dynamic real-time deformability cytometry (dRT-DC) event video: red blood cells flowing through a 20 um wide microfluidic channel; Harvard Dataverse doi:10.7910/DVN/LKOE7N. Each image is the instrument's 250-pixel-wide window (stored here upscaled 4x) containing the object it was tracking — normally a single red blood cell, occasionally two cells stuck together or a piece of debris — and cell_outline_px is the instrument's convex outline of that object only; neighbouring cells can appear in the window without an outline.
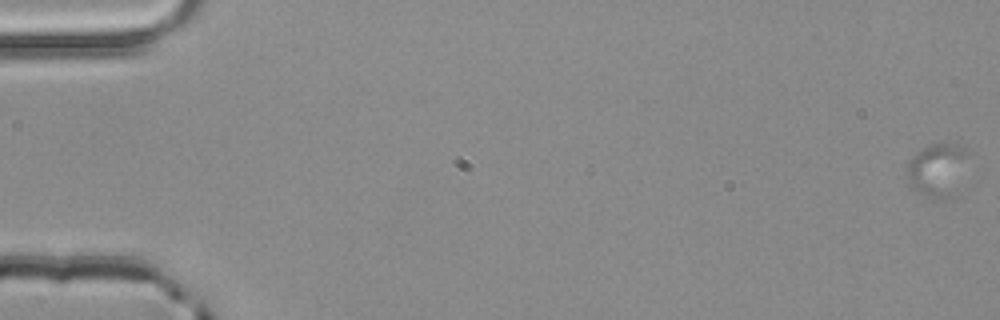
{"species": "common noctule bat (a hibernating species)", "species_latin": "Nyctalus noctula", "temperature_condition": "room temperature", "stored_images_in_passage": 5, "segment_of_instrument_passage": [1, 2], "camera_frame_rate_fps": 3000, "um_per_image_px": 0.085, "animal": {"sex": "male", "body_mass_g": 20.4}, "frame": {"image": 1, "passage_image": 1, "time_ms": 0.0, "image_size_px": [1000, 320], "cell_outline_px": [[964, 144], [960, 156], [944, 200], [932, 200], [908, 184], [908, 164], [912, 156], [916, 152], [932, 144]], "centroid_in_image_um": [79.39, 14.4], "position_along_channel_um": 5.6, "area_um2": 16.07}}